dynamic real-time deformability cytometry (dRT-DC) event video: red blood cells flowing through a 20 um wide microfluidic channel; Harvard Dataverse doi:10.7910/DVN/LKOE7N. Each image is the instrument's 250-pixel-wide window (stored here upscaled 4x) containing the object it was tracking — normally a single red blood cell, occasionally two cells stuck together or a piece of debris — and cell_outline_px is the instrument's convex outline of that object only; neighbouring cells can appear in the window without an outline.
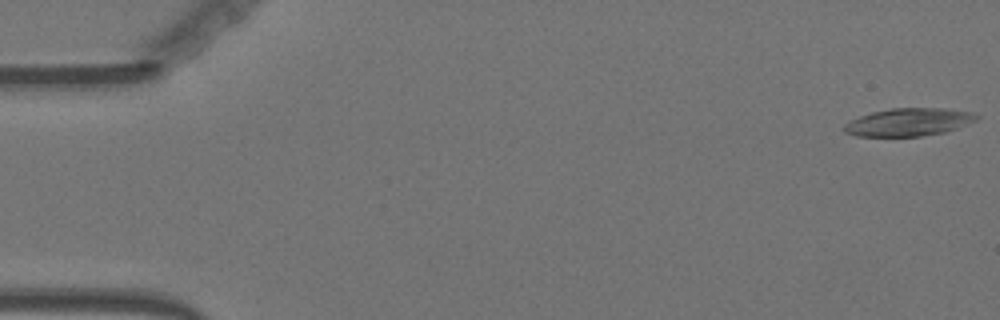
{"species": "Egyptian fruit bat (a non-hibernating species)", "species_latin": "Rousettus aegyptiacus", "temperature_condition": "warm", "stored_images_in_passage": 56, "camera_frame_rate_fps": 3000, "um_per_image_px": 0.085, "animal": {"sex": "female"}, "frame": {"image": 1, "passage_image": 1, "time_ms": 0.0, "image_size_px": [1000, 320], "cell_outline_px": [[980, 116], [976, 120], [956, 128], [944, 132], [920, 136], [856, 136], [844, 132], [844, 124], [860, 116], [872, 112], [892, 108], [940, 108], [972, 112]], "centroid_in_image_um": [77.22, 10.38], "position_along_channel_um": 7.8, "area_um2": 21.21}}
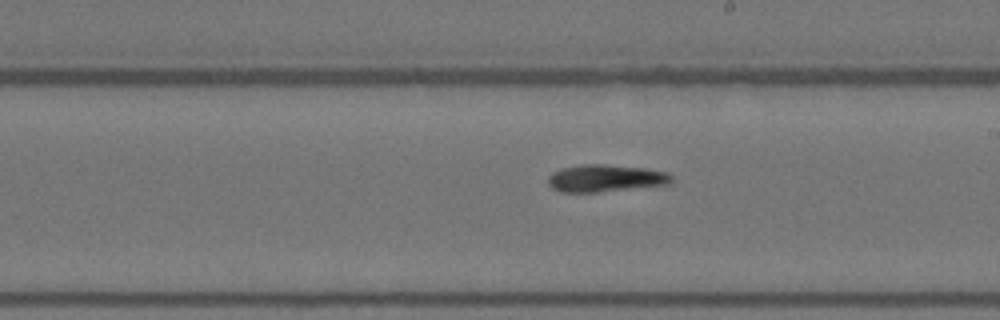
{"frame": {"image": 2, "passage_image": 32, "time_ms": 10.333, "image_size_px": [1000, 320], "cell_outline_px": [[672, 180], [668, 184], [600, 192], [560, 192], [552, 188], [548, 184], [548, 176], [552, 172], [560, 168], [580, 164], [604, 164], [644, 168], [668, 172], [672, 176]], "centroid_in_image_um": [51.42, 15.14], "position_along_channel_um": 237.6, "area_um2": 19.71}}
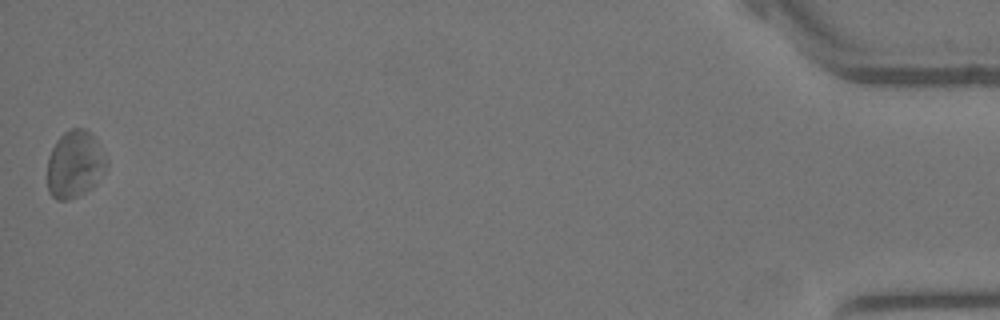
{"frame": {"image": 3, "passage_image": 56, "time_ms": 18.333, "image_size_px": [1000, 320], "cell_outline_px": [[108, 164], [104, 172], [96, 184], [92, 188], [68, 200], [56, 200], [48, 192], [48, 156], [56, 140], [68, 128], [84, 128], [92, 136], [108, 160]], "centroid_in_image_um": [6.34, 13.97], "position_along_channel_um": 428.9, "area_um2": 23.12}, "authors_computed_cell_mechanics": {"area_um2": 20.2011, "velocity_mm_per_s": 3.5928, "shape_relaxation_time_tau1_ms": 10.6266, "shape_relaxation_time_tau2_ms": 10.0421, "deformation_change_tau1": 0.2071, "deformation_change_tau2": 0.2094}}